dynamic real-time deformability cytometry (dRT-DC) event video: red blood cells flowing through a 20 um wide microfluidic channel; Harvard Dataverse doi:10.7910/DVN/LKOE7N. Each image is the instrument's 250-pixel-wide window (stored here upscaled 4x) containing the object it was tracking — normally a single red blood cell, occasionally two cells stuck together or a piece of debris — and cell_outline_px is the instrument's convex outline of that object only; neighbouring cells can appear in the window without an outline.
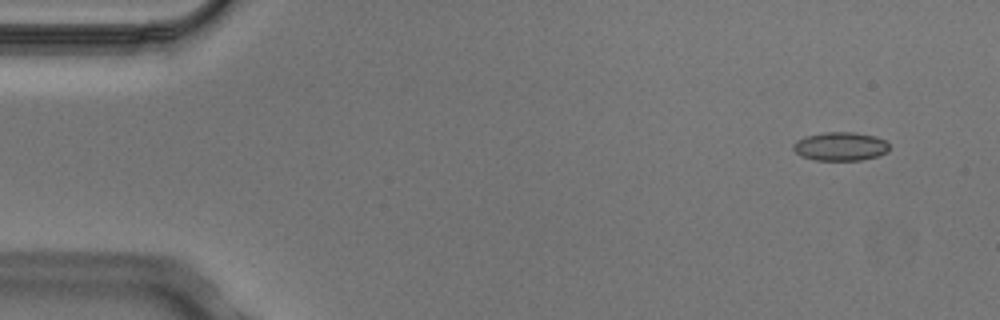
{"species": "Egyptian fruit bat (a non-hibernating species)", "species_latin": "Rousettus aegyptiacus", "temperature_condition": "cold", "stored_images_in_passage": 2, "camera_frame_rate_fps": 3000, "um_per_image_px": 0.085, "animal": {"sex": "male"}, "frame": {"image": 1, "passage_image": 1, "time_ms": 0.0, "image_size_px": [1000, 320], "cell_outline_px": [[888, 152], [880, 156], [860, 160], [816, 160], [800, 156], [792, 148], [792, 144], [796, 140], [804, 136], [824, 132], [856, 132], [876, 136], [884, 140], [888, 144]], "centroid_in_image_um": [71.42, 12.44], "position_along_channel_um": 13.6, "area_um2": 16.24}}